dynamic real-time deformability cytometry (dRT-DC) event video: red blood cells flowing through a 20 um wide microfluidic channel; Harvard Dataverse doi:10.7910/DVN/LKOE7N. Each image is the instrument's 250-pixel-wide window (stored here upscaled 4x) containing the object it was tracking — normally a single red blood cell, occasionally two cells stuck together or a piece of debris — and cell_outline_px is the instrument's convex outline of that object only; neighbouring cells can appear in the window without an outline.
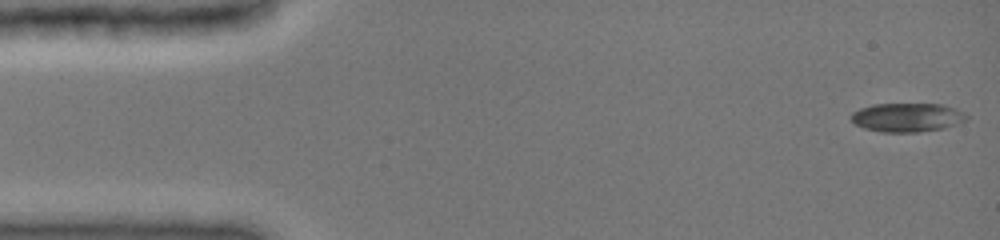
{"species": "common noctule bat (a hibernating species)", "species_latin": "Nyctalus noctula", "temperature_condition": "cold", "stored_images_in_passage": 47, "camera_frame_rate_fps": 3000, "um_per_image_px": 0.085, "animal": {"sex": "female", "body_mass_g": 19.0, "forearm_length_mm": 51.5}, "frame": {"image": 1, "passage_image": 1, "time_ms": 0.0, "image_size_px": [1000, 240], "cell_outline_px": [[968, 120], [944, 128], [916, 132], [880, 132], [864, 128], [856, 124], [852, 120], [852, 112], [860, 108], [872, 104], [944, 104], [964, 112], [968, 116]], "centroid_in_image_um": [77.13, 9.97], "position_along_channel_um": 7.9, "area_um2": 19.42}}
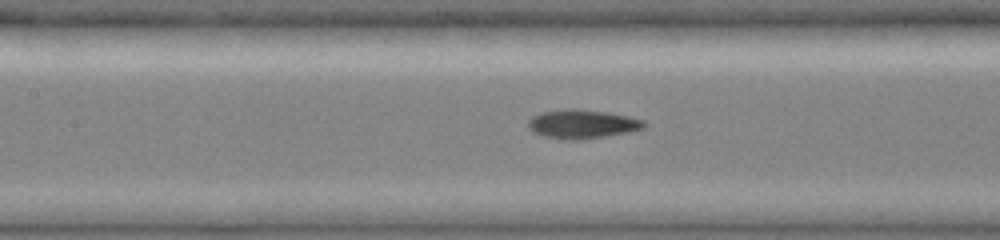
{"frame": {"image": 2, "passage_image": 21, "time_ms": 6.667, "image_size_px": [1000, 240], "cell_outline_px": [[648, 124], [644, 128], [628, 132], [580, 140], [564, 140], [544, 136], [532, 132], [528, 128], [528, 120], [532, 116], [544, 112], [568, 108], [580, 108], [608, 112], [628, 116], [644, 120]], "centroid_in_image_um": [49.49, 10.54], "position_along_channel_um": 157.9, "area_um2": 19.71}}
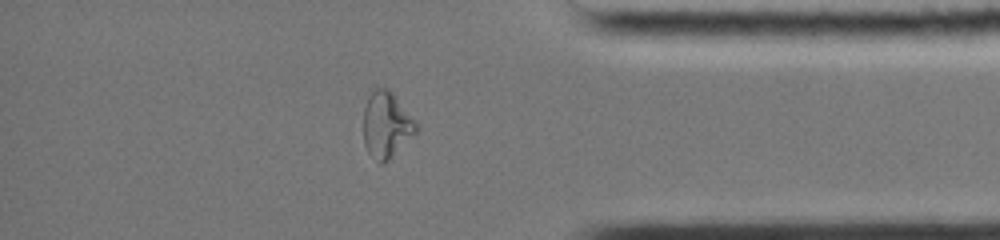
{"frame": {"image": 3, "passage_image": 40, "time_ms": 13.0, "image_size_px": [1000, 240], "cell_outline_px": [[420, 128], [384, 164], [380, 164], [368, 152], [364, 144], [364, 108], [368, 96], [376, 88], [388, 88], [392, 92], [416, 120]], "centroid_in_image_um": [32.85, 10.61], "position_along_channel_um": 402.3, "area_um2": 20.23}, "authors_computed_cell_mechanics": {"area_um2": 19.1896, "velocity_mm_per_s": 4.0109, "shape_relaxation_time_tau1_ms": 8.0975, "shape_relaxation_time_tau2_ms": 1.3268, "deformation_change_tau1": 0.289, "deformation_change_tau2": 0.0617}}